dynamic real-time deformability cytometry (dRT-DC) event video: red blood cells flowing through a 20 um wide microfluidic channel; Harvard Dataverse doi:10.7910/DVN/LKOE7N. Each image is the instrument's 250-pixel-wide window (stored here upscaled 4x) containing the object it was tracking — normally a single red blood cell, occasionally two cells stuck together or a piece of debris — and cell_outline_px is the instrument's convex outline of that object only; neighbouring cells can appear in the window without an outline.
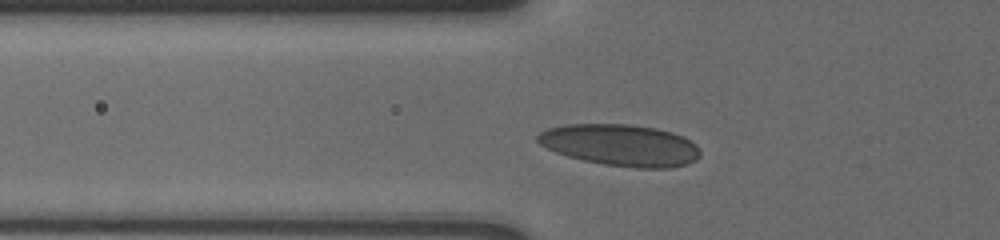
{"species": "human", "species_latin": "Homo sapiens", "temperature_condition": "cold", "stored_images_in_passage": 23, "camera_frame_rate_fps": 3000, "um_per_image_px": 0.085, "donor": {"sex": "male"}, "frame": {"image": 1, "passage_image": 2, "time_ms": 0.333, "image_size_px": [1000, 240], "cell_outline_px": [[700, 156], [696, 160], [688, 164], [668, 168], [636, 168], [604, 164], [584, 160], [568, 156], [556, 152], [540, 144], [536, 140], [536, 136], [540, 132], [548, 128], [568, 124], [628, 124], [656, 128], [672, 132], [684, 136], [696, 144], [700, 148]], "centroid_in_image_um": [52.78, 12.33], "position_along_channel_um": 73.0, "area_um2": 39.54}}
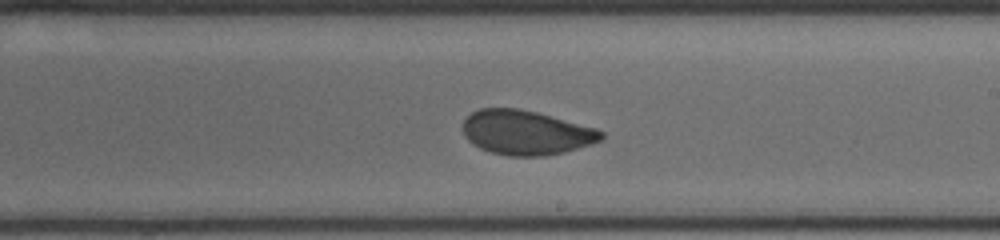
{"frame": {"image": 2, "passage_image": 13, "time_ms": 5.0, "image_size_px": [1000, 240], "cell_outline_px": [[604, 140], [592, 144], [564, 152], [544, 156], [508, 156], [492, 152], [480, 148], [472, 144], [464, 136], [464, 120], [472, 112], [480, 108], [516, 108], [536, 112], [596, 128], [604, 132]], "centroid_in_image_um": [44.73, 11.27], "position_along_channel_um": 244.3, "area_um2": 35.84}}
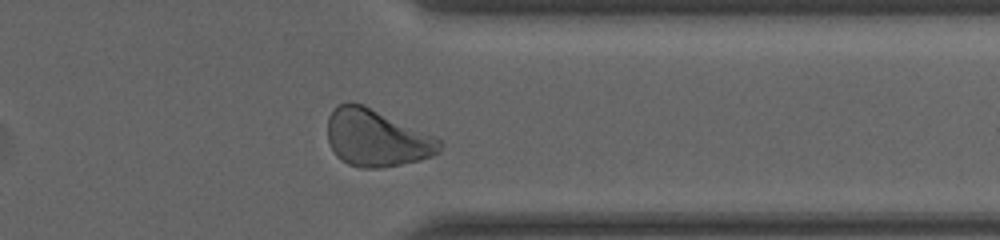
{"frame": {"image": 3, "passage_image": 21, "time_ms": 8.667, "image_size_px": [1000, 240], "cell_outline_px": [[444, 144], [440, 152], [432, 156], [420, 160], [380, 168], [360, 168], [348, 164], [340, 160], [336, 156], [328, 140], [328, 116], [336, 104], [352, 100], [364, 104], [432, 136], [440, 140]], "centroid_in_image_um": [31.96, 11.72], "position_along_channel_um": 379.4, "area_um2": 37.4}, "authors_computed_cell_mechanics": {"area_um2": 36.5874, "velocity_mm_per_s": 3.7106, "shape_relaxation_time_tau1_ms": 4.6011, "shape_relaxation_time_tau2_ms": 0.8453, "deformation_change_tau1": 0.1093, "deformation_change_tau2": 0.0639}}